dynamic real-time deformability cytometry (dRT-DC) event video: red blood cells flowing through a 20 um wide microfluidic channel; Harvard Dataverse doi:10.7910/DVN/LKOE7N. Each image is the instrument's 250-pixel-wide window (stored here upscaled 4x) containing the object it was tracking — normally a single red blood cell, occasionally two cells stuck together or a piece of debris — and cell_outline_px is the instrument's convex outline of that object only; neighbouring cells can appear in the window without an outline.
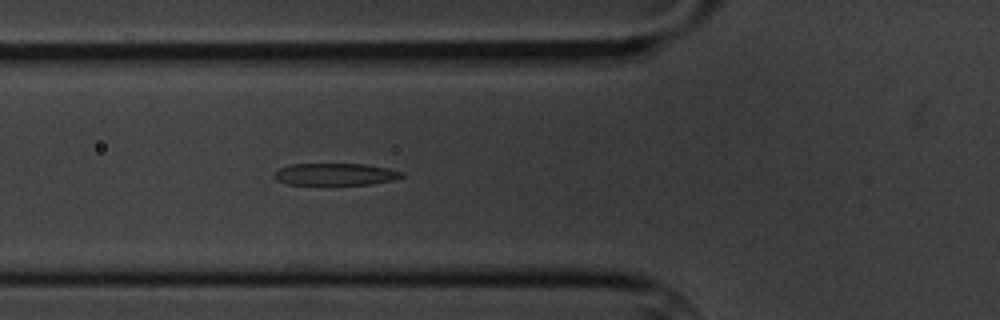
{"species": "common noctule bat (a hibernating species)", "species_latin": "Nyctalus noctula", "temperature_condition": "cold", "stored_images_in_passage": 5, "camera_frame_rate_fps": 3000, "um_per_image_px": 0.085, "animal": {"sex": "male", "body_mass_g": 20.1, "forearm_length_mm": 53.5}, "frame": {"image": 1, "passage_image": 5, "time_ms": 5.333, "image_size_px": [1000, 320], "cell_outline_px": [[404, 176], [392, 180], [368, 184], [288, 184], [276, 180], [272, 176], [280, 168], [288, 164], [364, 164], [388, 168], [404, 172]], "centroid_in_image_um": [28.49, 14.8], "position_along_channel_um": 97.3, "area_um2": 16.24}}